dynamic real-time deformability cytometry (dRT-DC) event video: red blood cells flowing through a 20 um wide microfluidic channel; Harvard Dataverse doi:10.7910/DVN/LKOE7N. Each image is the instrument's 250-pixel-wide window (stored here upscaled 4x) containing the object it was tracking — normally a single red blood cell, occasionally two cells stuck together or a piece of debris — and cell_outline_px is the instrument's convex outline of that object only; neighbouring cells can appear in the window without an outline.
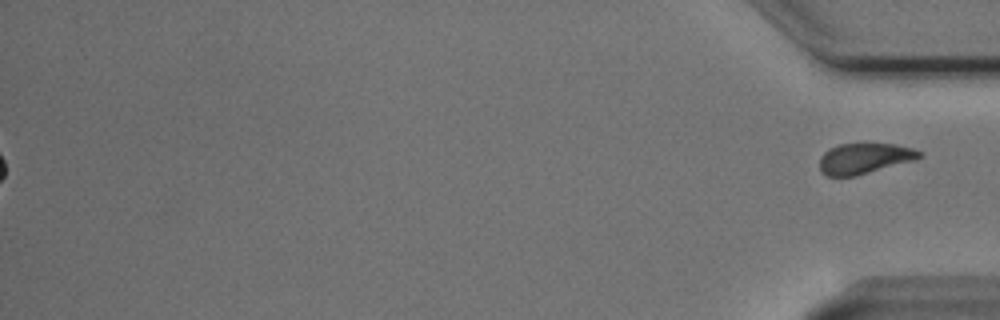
{"species": "Egyptian fruit bat (a non-hibernating species)", "species_latin": "Rousettus aegyptiacus", "temperature_condition": "cold", "stored_images_in_passage": 56, "segment_of_instrument_passage": [2, 2], "camera_frame_rate_fps": 3000, "um_per_image_px": 0.085, "animal": {"sex": "male"}, "frame": {"image": 1, "passage_image": 56, "time_ms": 18.333, "image_size_px": [1000, 320], "cell_outline_px": [[924, 156], [916, 160], [856, 176], [828, 176], [820, 172], [820, 156], [828, 148], [840, 144], [896, 144], [912, 148], [920, 152]], "centroid_in_image_um": [73.47, 13.47], "position_along_channel_um": 361.7, "area_um2": 17.92}}